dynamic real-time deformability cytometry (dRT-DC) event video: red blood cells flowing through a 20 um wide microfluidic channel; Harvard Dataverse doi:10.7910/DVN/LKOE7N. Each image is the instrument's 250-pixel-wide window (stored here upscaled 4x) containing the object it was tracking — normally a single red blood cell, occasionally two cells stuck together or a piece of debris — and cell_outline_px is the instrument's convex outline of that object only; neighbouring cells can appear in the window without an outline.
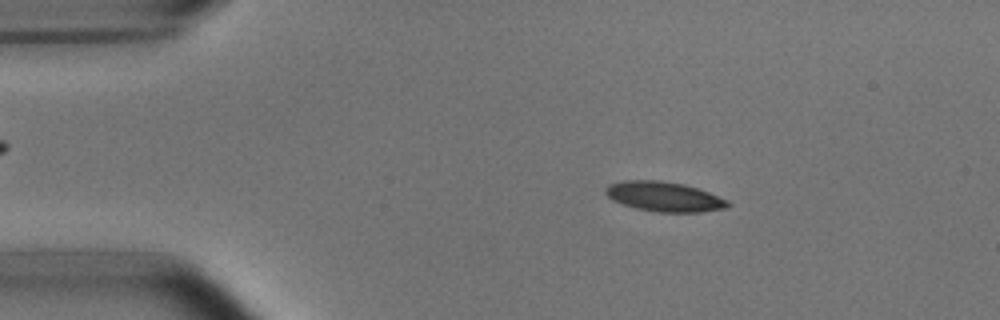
{"species": "common noctule bat (a hibernating species)", "species_latin": "Nyctalus noctula", "temperature_condition": "room temperature", "stored_images_in_passage": 53, "camera_frame_rate_fps": 3000, "um_per_image_px": 0.085, "animal": {"sex": "male", "body_mass_g": 15.6}, "frame": {"image": 1, "passage_image": 8, "time_ms": 2.333, "image_size_px": [1000, 320], "cell_outline_px": [[732, 204], [728, 208], [700, 212], [660, 212], [636, 208], [612, 200], [604, 192], [604, 188], [608, 184], [624, 180], [660, 180], [684, 184], [708, 192], [728, 200]], "centroid_in_image_um": [56.46, 16.71], "position_along_channel_um": 28.5, "area_um2": 21.27}}
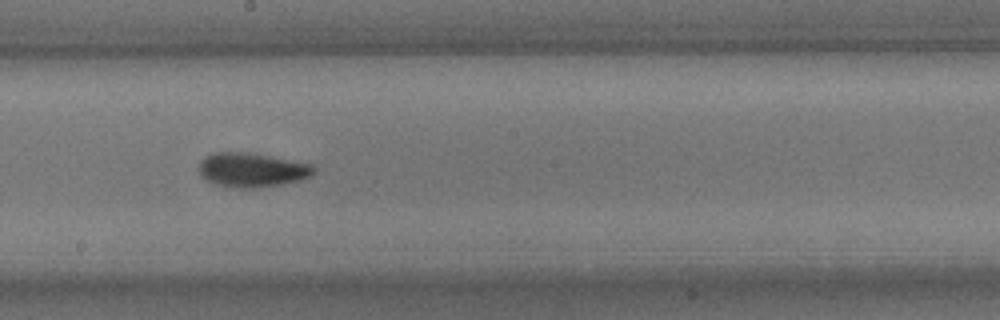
{"frame": {"image": 2, "passage_image": 28, "time_ms": 9.0, "image_size_px": [1000, 320], "cell_outline_px": [[316, 172], [312, 176], [300, 180], [280, 184], [256, 188], [240, 188], [212, 184], [200, 176], [196, 168], [200, 160], [204, 156], [212, 152], [252, 152], [312, 164], [316, 168]], "centroid_in_image_um": [21.37, 14.43], "position_along_channel_um": 226.8, "area_um2": 23.52}}
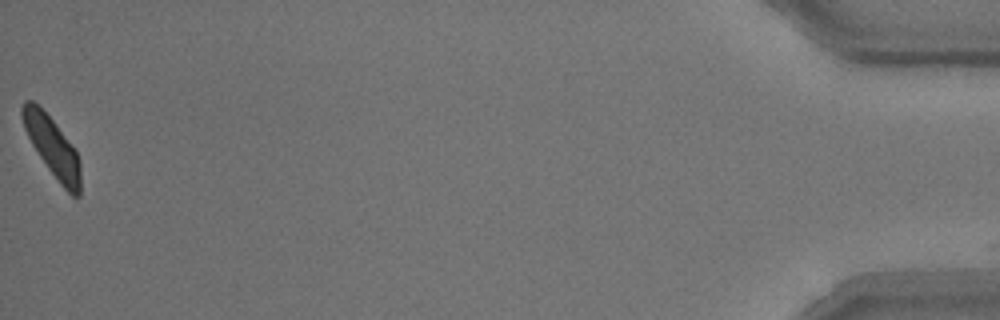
{"frame": {"image": 3, "passage_image": 52, "time_ms": 17.0, "image_size_px": [1000, 320], "cell_outline_px": [[80, 196], [72, 196], [60, 184], [48, 168], [32, 144], [24, 128], [20, 112], [20, 108], [24, 100], [32, 100], [52, 120], [76, 148], [80, 160]], "centroid_in_image_um": [4.46, 12.48], "position_along_channel_um": 430.7, "area_um2": 20.06}}